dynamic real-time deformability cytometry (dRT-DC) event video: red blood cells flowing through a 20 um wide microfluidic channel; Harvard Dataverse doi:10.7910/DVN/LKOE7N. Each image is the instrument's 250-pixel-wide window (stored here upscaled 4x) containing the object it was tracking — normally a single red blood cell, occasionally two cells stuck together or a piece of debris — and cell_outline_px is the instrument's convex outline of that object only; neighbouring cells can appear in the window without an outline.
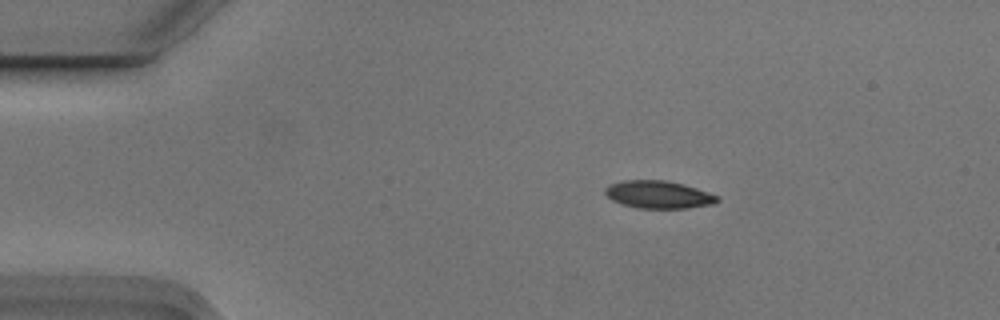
{"species": "Egyptian fruit bat (a non-hibernating species)", "species_latin": "Rousettus aegyptiacus", "temperature_condition": "cold", "stored_images_in_passage": 3, "camera_frame_rate_fps": 3000, "um_per_image_px": 0.085, "animal": {"sex": "male"}, "frame": {"image": 1, "passage_image": 1, "time_ms": 0.0, "image_size_px": [1000, 320], "cell_outline_px": [[720, 200], [712, 204], [688, 208], [636, 208], [620, 204], [612, 200], [604, 192], [604, 188], [608, 184], [624, 180], [664, 180], [684, 184], [720, 196]], "centroid_in_image_um": [55.95, 16.54], "position_along_channel_um": 29.0, "area_um2": 18.21}}
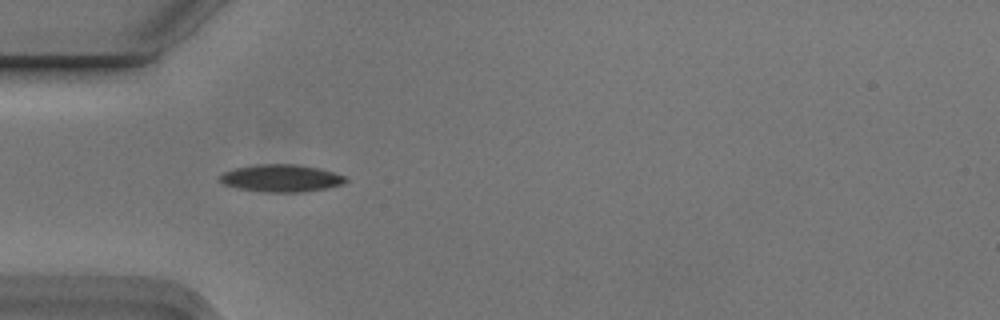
{"frame": {"image": 2, "passage_image": 3, "time_ms": 0.667, "image_size_px": [1000, 320], "cell_outline_px": [[348, 180], [344, 184], [324, 188], [300, 192], [264, 192], [240, 188], [224, 184], [220, 180], [220, 176], [224, 172], [236, 168], [256, 164], [296, 164], [320, 168], [344, 176]], "centroid_in_image_um": [23.92, 15.14], "position_along_channel_um": 61.1, "area_um2": 19.83}}